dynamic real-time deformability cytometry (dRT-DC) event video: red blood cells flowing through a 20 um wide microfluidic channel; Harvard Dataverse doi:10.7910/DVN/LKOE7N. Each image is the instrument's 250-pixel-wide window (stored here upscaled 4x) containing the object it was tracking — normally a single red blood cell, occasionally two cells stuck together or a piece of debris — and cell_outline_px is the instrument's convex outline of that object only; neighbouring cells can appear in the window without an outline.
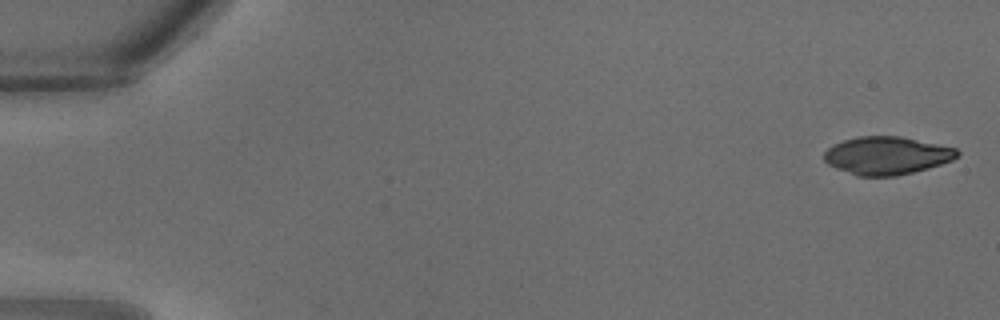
{"species": "common noctule bat (a hibernating species)", "species_latin": "Nyctalus noctula", "temperature_condition": "warm", "stored_images_in_passage": 16, "camera_frame_rate_fps": 3000, "um_per_image_px": 0.085, "animal": {"sex": "male", "body_mass_g": 18.8}, "frame": {"image": 1, "passage_image": 1, "time_ms": 0.0, "image_size_px": [1000, 320], "cell_outline_px": [[960, 156], [952, 160], [928, 168], [896, 176], [856, 176], [836, 168], [828, 164], [824, 160], [824, 152], [828, 148], [844, 140], [860, 136], [900, 136], [956, 148], [960, 152]], "centroid_in_image_um": [75.39, 13.23], "position_along_channel_um": 9.6, "area_um2": 29.3}}
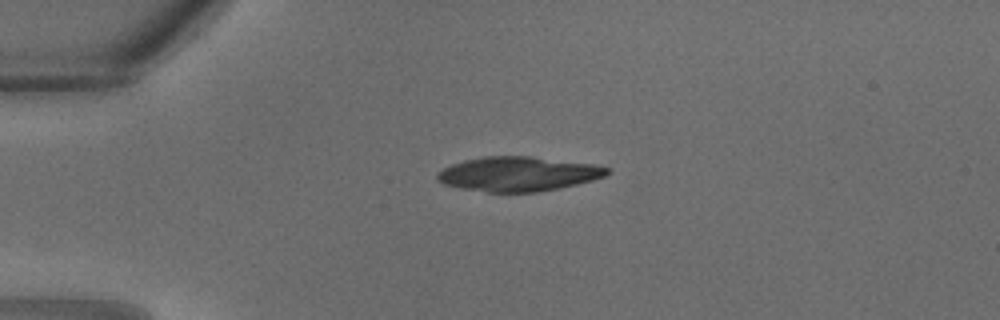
{"frame": {"image": 2, "passage_image": 8, "time_ms": 2.333, "image_size_px": [1000, 320], "cell_outline_px": [[612, 172], [604, 176], [592, 180], [560, 188], [536, 192], [488, 192], [460, 188], [444, 184], [436, 180], [436, 172], [452, 164], [464, 160], [484, 156], [532, 156], [592, 164], [612, 168]], "centroid_in_image_um": [44.04, 14.78], "position_along_channel_um": 41.0, "area_um2": 34.28}}